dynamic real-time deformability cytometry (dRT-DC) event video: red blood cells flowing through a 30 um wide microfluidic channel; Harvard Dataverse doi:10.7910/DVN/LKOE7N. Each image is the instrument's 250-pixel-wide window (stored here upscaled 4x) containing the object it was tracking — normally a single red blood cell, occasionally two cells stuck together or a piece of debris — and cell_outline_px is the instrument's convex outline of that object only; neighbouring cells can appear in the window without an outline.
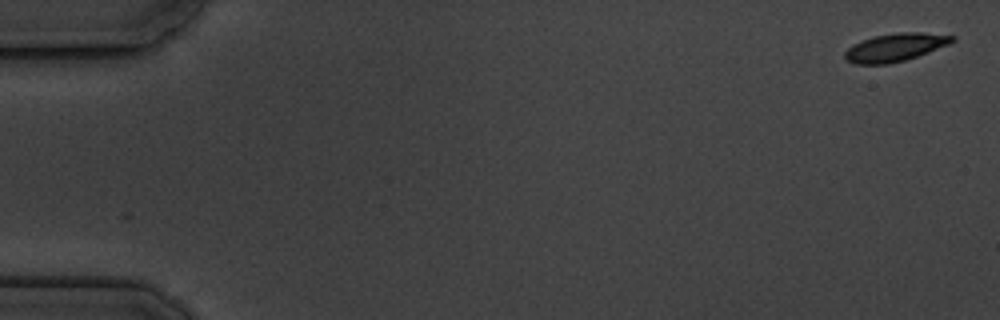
{"species": "common noctule bat (a hibernating species)", "species_latin": "Nyctalus noctula", "temperature_condition": "cold", "stored_images_in_passage": 6, "camera_frame_rate_fps": 3000, "um_per_image_px": 0.085, "animal": {"sex": "male", "body_mass_g": 19.5, "forearm_length_mm": 54.6}, "frame": {"image": 1, "passage_image": 1, "time_ms": 0.0, "image_size_px": [1000, 320], "cell_outline_px": [[956, 40], [948, 44], [928, 52], [904, 60], [888, 64], [856, 64], [848, 60], [844, 56], [844, 52], [852, 44], [872, 36], [900, 32], [920, 32], [956, 36]], "centroid_in_image_um": [76.08, 4.01], "position_along_channel_um": 8.9, "area_um2": 17.4}}
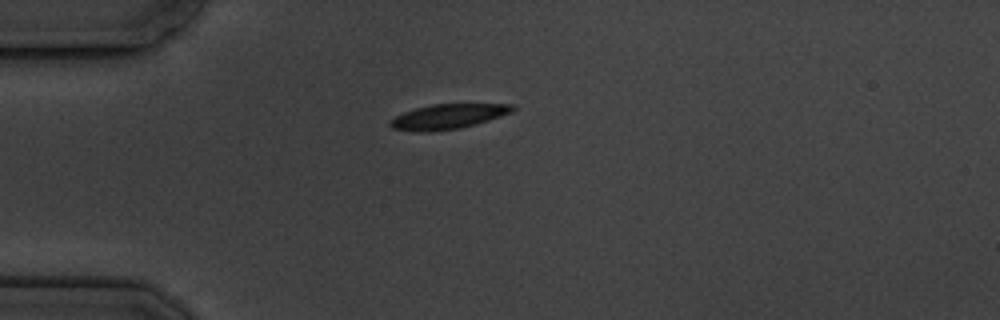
{"frame": {"image": 2, "passage_image": 5, "time_ms": 4.667, "image_size_px": [1000, 320], "cell_outline_px": [[516, 108], [512, 112], [488, 120], [460, 128], [428, 132], [420, 132], [392, 128], [388, 124], [396, 116], [404, 112], [416, 108], [432, 104], [516, 104]], "centroid_in_image_um": [38.1, 9.9], "position_along_channel_um": 46.9, "area_um2": 17.57}}